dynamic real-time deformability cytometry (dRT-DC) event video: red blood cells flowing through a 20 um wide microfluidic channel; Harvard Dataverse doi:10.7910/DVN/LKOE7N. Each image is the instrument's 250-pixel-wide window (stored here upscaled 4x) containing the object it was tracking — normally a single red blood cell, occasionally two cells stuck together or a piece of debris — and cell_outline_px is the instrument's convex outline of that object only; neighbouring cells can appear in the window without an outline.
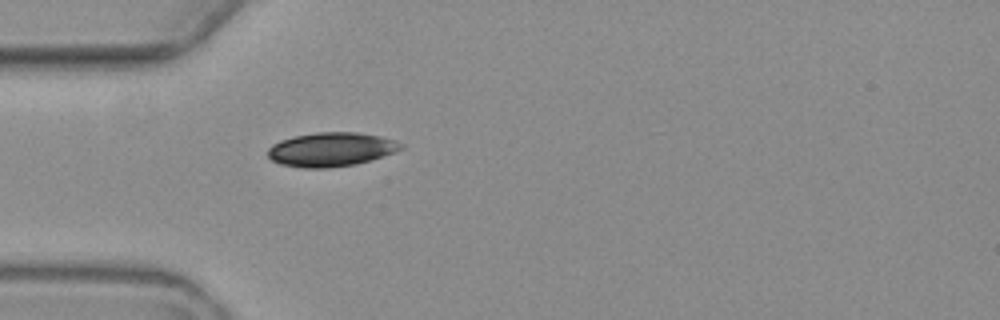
{"species": "common noctule bat (a hibernating species)", "species_latin": "Nyctalus noctula", "temperature_condition": "warm", "stored_images_in_passage": 5, "camera_frame_rate_fps": 3000, "um_per_image_px": 0.085, "animal": {"sex": "female", "body_mass_g": 19.3, "forearm_length_mm": 54.1}, "frame": {"image": 1, "passage_image": 5, "time_ms": 5.667, "image_size_px": [1000, 320], "cell_outline_px": [[404, 148], [396, 152], [356, 164], [324, 168], [304, 168], [280, 164], [272, 160], [268, 156], [268, 148], [272, 144], [280, 140], [292, 136], [316, 132], [356, 132], [380, 136], [396, 140], [404, 144]], "centroid_in_image_um": [28.15, 12.69], "position_along_channel_um": 56.8, "area_um2": 26.53}}